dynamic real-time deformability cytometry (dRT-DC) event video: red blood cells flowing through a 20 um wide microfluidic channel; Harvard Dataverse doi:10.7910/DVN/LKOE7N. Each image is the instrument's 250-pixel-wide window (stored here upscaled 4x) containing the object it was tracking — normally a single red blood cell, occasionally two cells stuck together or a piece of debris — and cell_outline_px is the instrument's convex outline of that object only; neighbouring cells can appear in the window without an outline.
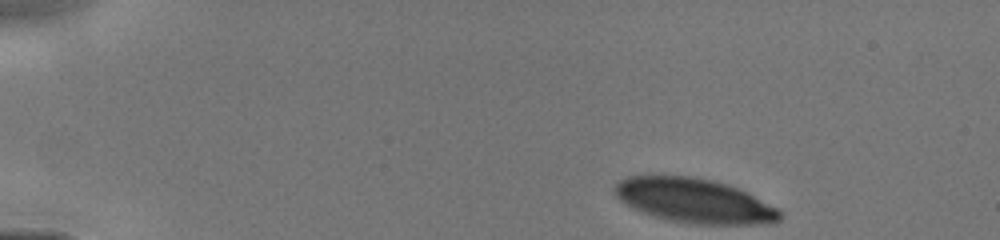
{"species": "human", "species_latin": "Homo sapiens", "temperature_condition": "cold", "stored_images_in_passage": 49, "camera_frame_rate_fps": 3000, "um_per_image_px": 0.085, "donor": {"sex": "male"}, "frame": {"image": 1, "passage_image": 1, "time_ms": 0.0, "image_size_px": [1000, 240], "cell_outline_px": [[780, 220], [772, 224], [692, 224], [672, 220], [656, 216], [644, 212], [620, 200], [616, 196], [616, 184], [620, 180], [628, 176], [688, 176], [712, 180], [736, 188], [776, 208], [780, 212]], "centroid_in_image_um": [59.02, 17.07], "position_along_channel_um": 26.0, "area_um2": 41.67}}
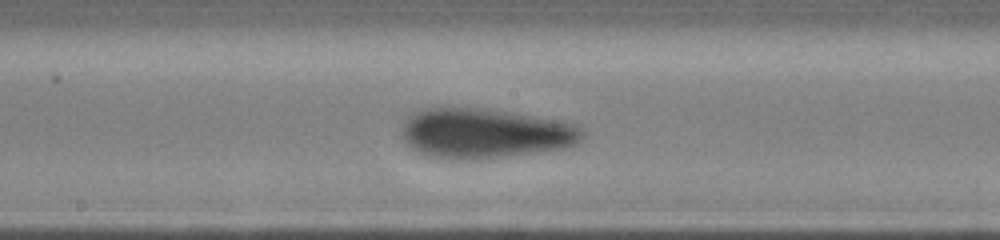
{"frame": {"image": 2, "passage_image": 29, "time_ms": 6.333, "image_size_px": [1000, 240], "cell_outline_px": [[584, 136], [576, 144], [564, 148], [508, 156], [476, 160], [452, 160], [428, 156], [412, 148], [404, 140], [404, 120], [408, 116], [424, 108], [476, 108], [560, 120], [576, 124], [584, 132]], "centroid_in_image_um": [41.22, 11.35], "position_along_channel_um": 207.0, "area_um2": 52.19}}
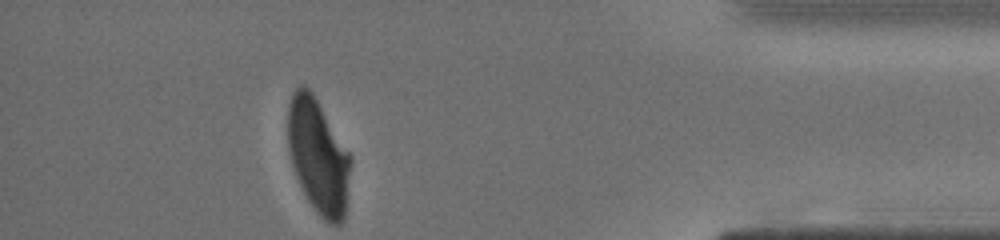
{"frame": {"image": 3, "passage_image": 49, "time_ms": 11.667, "image_size_px": [1000, 240], "cell_outline_px": [[352, 156], [344, 220], [340, 224], [328, 224], [316, 212], [308, 200], [296, 176], [292, 164], [288, 148], [288, 104], [292, 92], [300, 84], [304, 84], [312, 92]], "centroid_in_image_um": [27.05, 13.27], "position_along_channel_um": 408.2, "area_um2": 41.96}}